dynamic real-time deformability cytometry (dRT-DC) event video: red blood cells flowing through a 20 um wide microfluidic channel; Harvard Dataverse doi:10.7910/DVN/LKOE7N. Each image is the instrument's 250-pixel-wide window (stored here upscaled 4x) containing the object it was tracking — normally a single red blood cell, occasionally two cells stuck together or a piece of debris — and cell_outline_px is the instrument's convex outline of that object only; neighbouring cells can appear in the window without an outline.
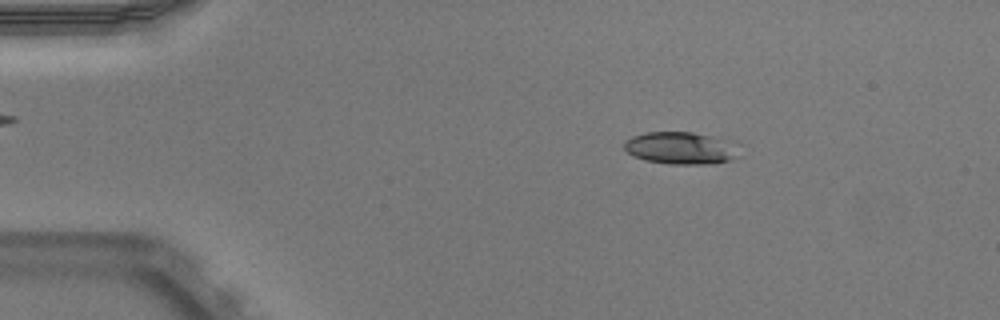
{"species": "Egyptian fruit bat (a non-hibernating species)", "species_latin": "Rousettus aegyptiacus", "temperature_condition": "warm", "stored_images_in_passage": 51, "camera_frame_rate_fps": 3000, "um_per_image_px": 0.085, "animal": {"sex": "male"}, "frame": {"image": 1, "passage_image": 8, "time_ms": 2.333, "image_size_px": [1000, 320], "cell_outline_px": [[740, 156], [732, 160], [708, 164], [668, 164], [644, 160], [632, 156], [624, 148], [624, 140], [632, 136], [644, 132], [692, 132], [736, 140], [740, 144]], "centroid_in_image_um": [57.96, 12.58], "position_along_channel_um": 27.0, "area_um2": 22.48}}
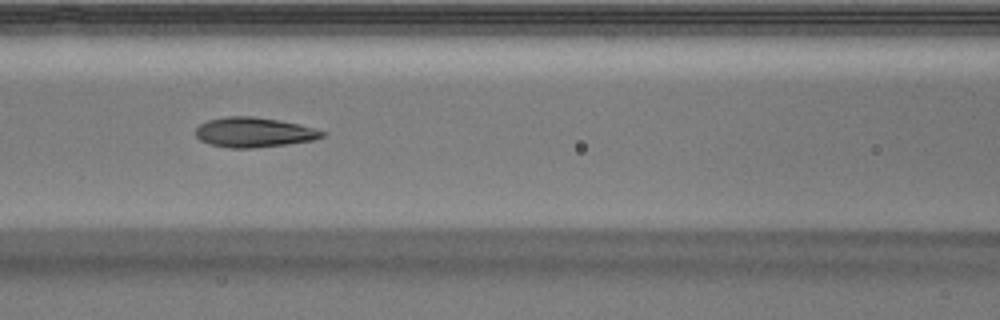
{"frame": {"image": 2, "passage_image": 22, "time_ms": 7.0, "image_size_px": [1000, 320], "cell_outline_px": [[328, 132], [324, 136], [312, 140], [284, 144], [252, 148], [232, 148], [208, 144], [200, 140], [196, 136], [196, 128], [200, 124], [208, 120], [228, 116], [252, 116], [300, 124], [316, 128]], "centroid_in_image_um": [21.59, 11.24], "position_along_channel_um": 145.0, "area_um2": 21.91}}
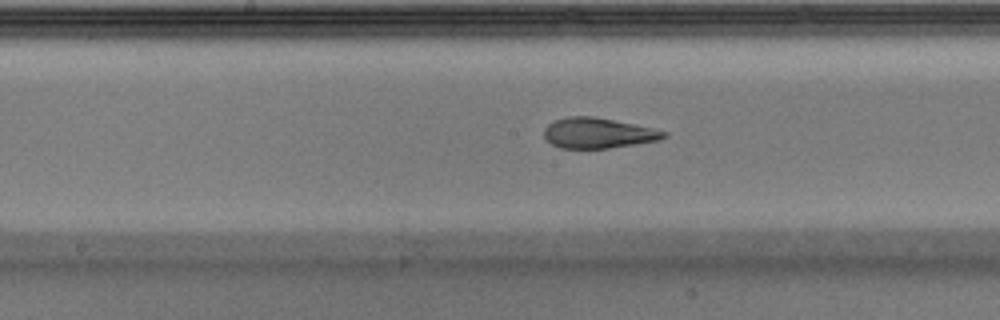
{"frame": {"image": 3, "passage_image": 26, "time_ms": 8.333, "image_size_px": [1000, 320], "cell_outline_px": [[668, 136], [660, 140], [608, 148], [560, 148], [552, 144], [544, 136], [544, 128], [548, 124], [556, 120], [568, 116], [592, 116], [652, 128], [668, 132]], "centroid_in_image_um": [50.83, 11.31], "position_along_channel_um": 197.4, "area_um2": 20.98}, "authors_computed_cell_mechanics": {"area_um2": 22.3686, "velocity_mm_per_s": 3.9256, "shape_relaxation_time_tau1_ms": 6.7854, "shape_relaxation_time_tau2_ms": 1.738, "deformation_change_tau1": 0.223, "deformation_change_tau2": 0.0996}}